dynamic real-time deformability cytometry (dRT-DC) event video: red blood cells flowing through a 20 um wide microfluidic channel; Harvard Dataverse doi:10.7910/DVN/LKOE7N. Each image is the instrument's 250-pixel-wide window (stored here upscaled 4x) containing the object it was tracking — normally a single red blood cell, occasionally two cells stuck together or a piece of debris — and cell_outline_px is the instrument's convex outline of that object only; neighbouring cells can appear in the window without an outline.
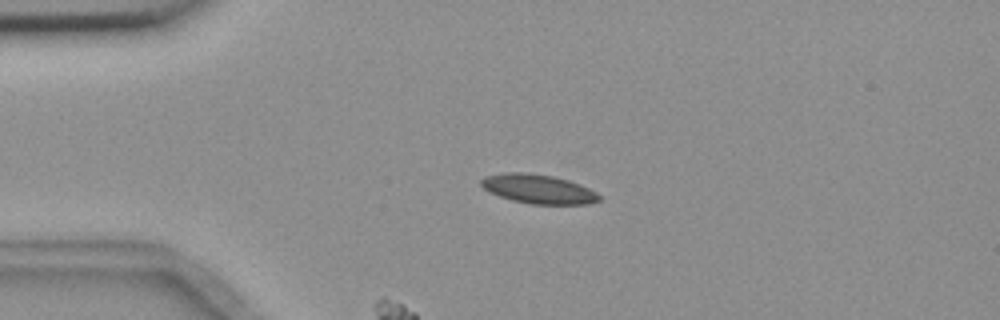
{"species": "common noctule bat (a hibernating species)", "species_latin": "Nyctalus noctula", "temperature_condition": "room temperature", "stored_images_in_passage": 6, "camera_frame_rate_fps": 3000, "um_per_image_px": 0.085, "animal": {"sex": "female", "body_mass_g": 18.4}, "frame": {"image": 1, "passage_image": 1, "time_ms": 0.0, "image_size_px": [1000, 320], "cell_outline_px": [[600, 200], [588, 204], [532, 204], [512, 200], [488, 192], [480, 184], [480, 180], [484, 176], [504, 172], [524, 172], [552, 176], [568, 180], [580, 184], [596, 192], [600, 196]], "centroid_in_image_um": [45.73, 16.06], "position_along_channel_um": 39.3, "area_um2": 20.06}}